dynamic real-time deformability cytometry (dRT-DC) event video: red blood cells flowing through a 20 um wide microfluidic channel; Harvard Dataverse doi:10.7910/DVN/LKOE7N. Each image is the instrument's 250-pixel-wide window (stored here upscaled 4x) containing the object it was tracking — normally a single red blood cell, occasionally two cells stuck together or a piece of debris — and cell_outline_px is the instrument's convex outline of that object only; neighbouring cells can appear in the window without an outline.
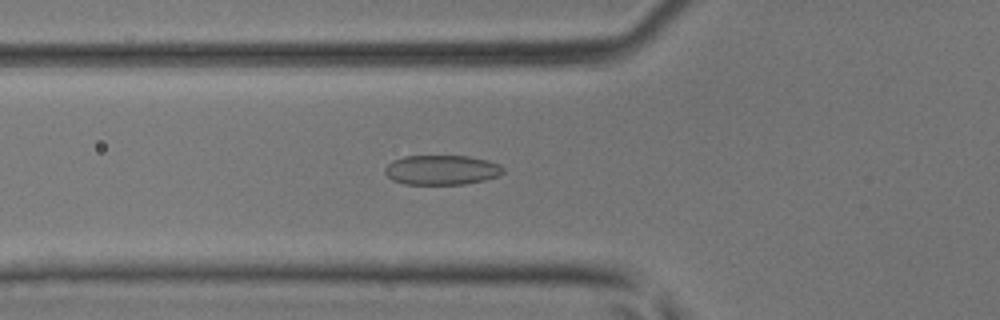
{"species": "common noctule bat (a hibernating species)", "species_latin": "Nyctalus noctula", "temperature_condition": "room temperature", "stored_images_in_passage": 47, "camera_frame_rate_fps": 3000, "um_per_image_px": 0.085, "animal": {"sex": "male", "body_mass_g": 17.9, "forearm_length_mm": 54.2}, "frame": {"image": 1, "passage_image": 17, "time_ms": 5.333, "image_size_px": [1000, 320], "cell_outline_px": [[504, 172], [500, 176], [484, 180], [464, 184], [404, 184], [392, 180], [384, 172], [384, 168], [392, 160], [404, 156], [468, 156], [488, 160], [500, 164], [504, 168]], "centroid_in_image_um": [37.55, 14.44], "position_along_channel_um": 88.2, "area_um2": 20.63}}
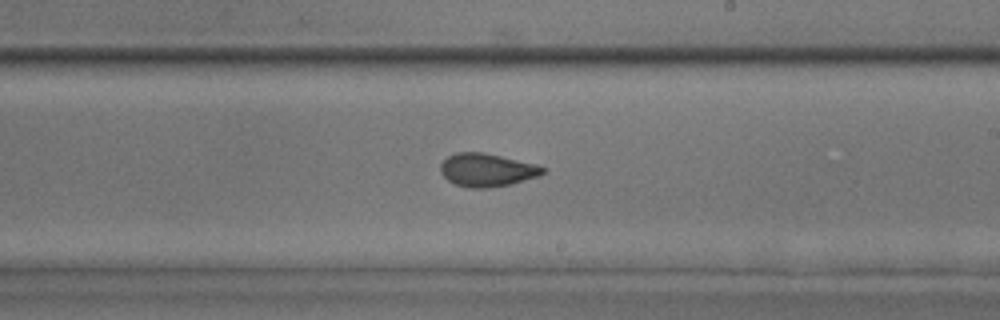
{"frame": {"image": 2, "passage_image": 28, "time_ms": 9.0, "image_size_px": [1000, 320], "cell_outline_px": [[544, 172], [540, 176], [512, 184], [488, 188], [468, 188], [456, 184], [448, 180], [440, 172], [440, 164], [448, 156], [456, 152], [484, 152], [536, 164], [544, 168]], "centroid_in_image_um": [41.38, 14.45], "position_along_channel_um": 247.6, "area_um2": 19.83}}
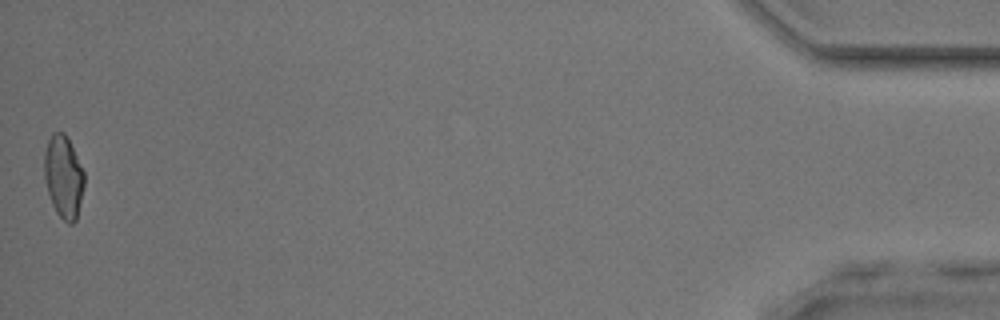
{"frame": {"image": 3, "passage_image": 47, "time_ms": 15.333, "image_size_px": [1000, 320], "cell_outline_px": [[84, 184], [76, 220], [72, 224], [68, 224], [56, 212], [52, 204], [48, 192], [44, 176], [44, 152], [48, 140], [52, 132], [64, 132], [84, 172]], "centroid_in_image_um": [5.38, 15.03], "position_along_channel_um": 429.8, "area_um2": 18.96}}